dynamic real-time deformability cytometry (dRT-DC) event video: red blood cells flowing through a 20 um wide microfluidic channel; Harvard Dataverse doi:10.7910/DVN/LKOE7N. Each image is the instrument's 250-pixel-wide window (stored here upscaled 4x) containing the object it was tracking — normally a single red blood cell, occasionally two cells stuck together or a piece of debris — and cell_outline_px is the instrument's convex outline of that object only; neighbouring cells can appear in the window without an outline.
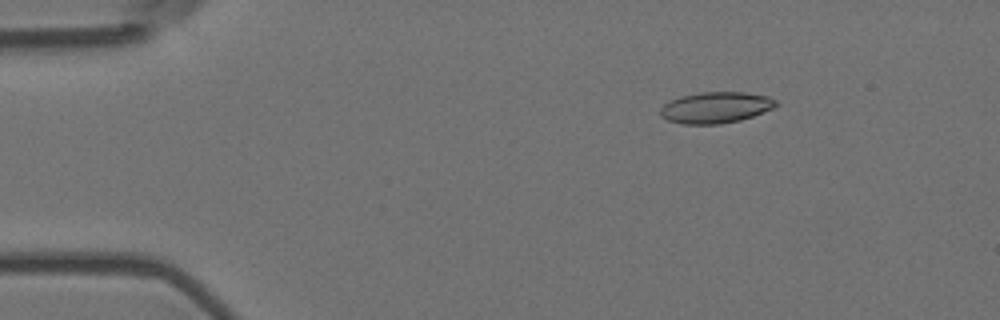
{"species": "Egyptian fruit bat (a non-hibernating species)", "species_latin": "Rousettus aegyptiacus", "temperature_condition": "room temperature", "stored_images_in_passage": 5, "camera_frame_rate_fps": 3000, "um_per_image_px": 0.085, "animal": {"sex": "female"}, "frame": {"image": 1, "passage_image": 3, "time_ms": 0.667, "image_size_px": [1000, 320], "cell_outline_px": [[780, 104], [772, 108], [752, 116], [740, 120], [720, 124], [680, 124], [668, 120], [660, 116], [660, 108], [664, 104], [680, 96], [700, 92], [744, 92], [768, 96], [776, 100]], "centroid_in_image_um": [60.82, 9.14], "position_along_channel_um": 24.2, "area_um2": 21.04}}